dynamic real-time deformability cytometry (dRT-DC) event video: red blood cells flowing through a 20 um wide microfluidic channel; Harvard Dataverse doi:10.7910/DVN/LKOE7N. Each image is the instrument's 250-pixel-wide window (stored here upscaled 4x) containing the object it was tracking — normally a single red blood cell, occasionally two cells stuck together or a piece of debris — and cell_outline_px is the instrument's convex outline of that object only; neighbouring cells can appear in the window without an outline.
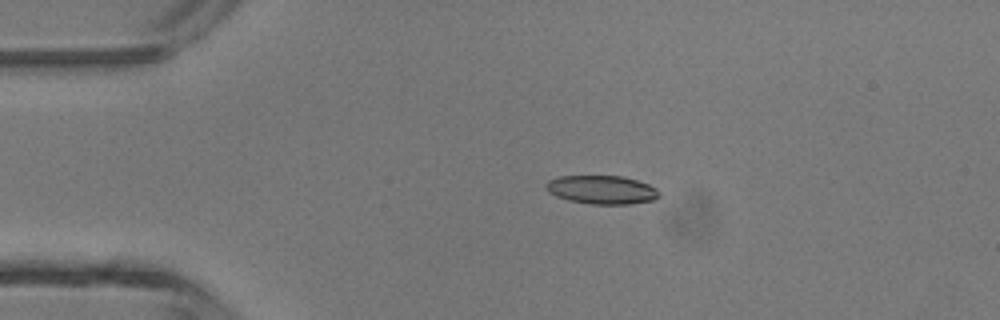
{"species": "common noctule bat (a hibernating species)", "species_latin": "Nyctalus noctula", "temperature_condition": "room temperature", "stored_images_in_passage": 3, "camera_frame_rate_fps": 3000, "um_per_image_px": 0.085, "animal": {"sex": "male", "body_mass_g": 13.3}, "frame": {"image": 1, "passage_image": 2, "time_ms": 0.333, "image_size_px": [1000, 320], "cell_outline_px": [[660, 196], [656, 200], [628, 204], [592, 204], [568, 200], [556, 196], [548, 192], [544, 188], [544, 184], [548, 180], [556, 176], [624, 176], [648, 184], [656, 188], [660, 192]], "centroid_in_image_um": [51.13, 16.12], "position_along_channel_um": 33.9, "area_um2": 19.07}}